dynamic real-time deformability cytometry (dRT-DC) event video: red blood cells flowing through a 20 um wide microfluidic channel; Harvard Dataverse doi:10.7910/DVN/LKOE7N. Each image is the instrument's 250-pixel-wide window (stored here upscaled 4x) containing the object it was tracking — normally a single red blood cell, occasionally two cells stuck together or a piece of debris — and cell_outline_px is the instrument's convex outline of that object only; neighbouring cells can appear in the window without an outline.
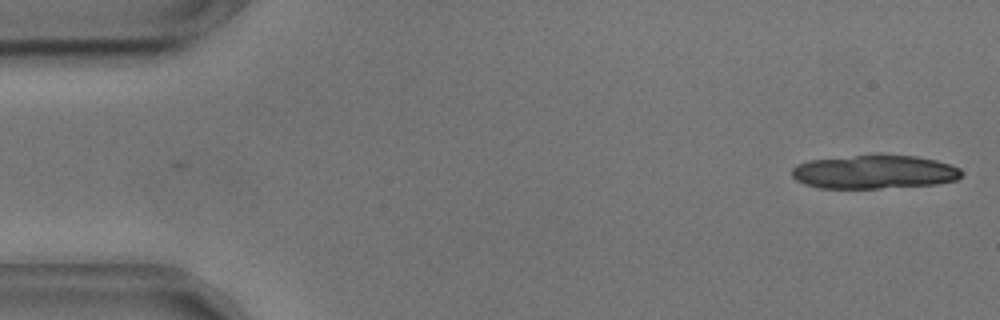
{"species": "common noctule bat (a hibernating species)", "species_latin": "Nyctalus noctula", "temperature_condition": "cold", "stored_images_in_passage": 12, "camera_frame_rate_fps": 3000, "um_per_image_px": 0.085, "animal": {"sex": "male", "body_mass_g": 17.9, "forearm_length_mm": 54.2}, "frame": {"image": 1, "passage_image": 1, "time_ms": 0.0, "image_size_px": [1000, 320], "cell_outline_px": [[960, 176], [956, 180], [936, 184], [880, 188], [820, 188], [804, 184], [796, 180], [792, 176], [792, 168], [796, 164], [808, 160], [880, 152], [916, 156], [936, 160], [960, 168]], "centroid_in_image_um": [74.27, 14.58], "position_along_channel_um": 10.7, "area_um2": 34.04}}